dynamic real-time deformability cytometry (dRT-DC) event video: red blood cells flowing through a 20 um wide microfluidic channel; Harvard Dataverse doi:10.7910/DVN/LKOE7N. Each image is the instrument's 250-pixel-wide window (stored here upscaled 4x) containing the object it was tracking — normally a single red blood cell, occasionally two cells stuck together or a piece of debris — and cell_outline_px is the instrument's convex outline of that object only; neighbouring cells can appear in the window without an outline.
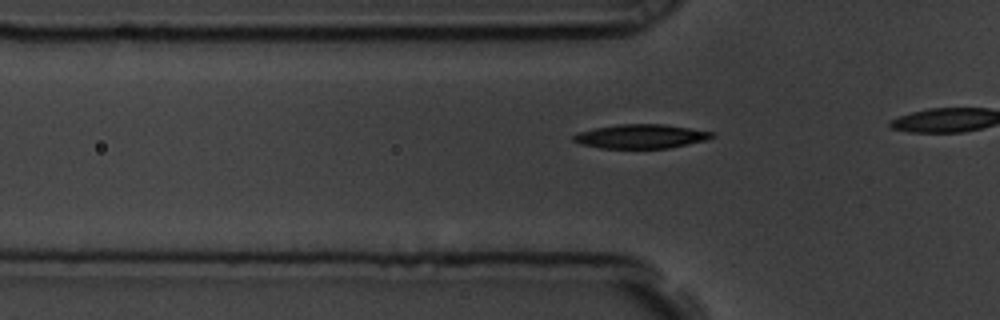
{"species": "common noctule bat (a hibernating species)", "species_latin": "Nyctalus noctula", "temperature_condition": "room temperature", "stored_images_in_passage": 21, "camera_frame_rate_fps": 3000, "um_per_image_px": 0.085, "animal": {"sex": "male", "body_mass_g": 19.5, "forearm_length_mm": 54.6}, "frame": {"image": 1, "passage_image": 15, "time_ms": 4.667, "image_size_px": [1000, 320], "cell_outline_px": [[716, 136], [708, 140], [668, 148], [600, 148], [580, 144], [572, 140], [572, 136], [576, 132], [596, 128], [620, 124], [664, 124], [716, 132]], "centroid_in_image_um": [54.5, 11.59], "position_along_channel_um": 71.3, "area_um2": 19.59}}